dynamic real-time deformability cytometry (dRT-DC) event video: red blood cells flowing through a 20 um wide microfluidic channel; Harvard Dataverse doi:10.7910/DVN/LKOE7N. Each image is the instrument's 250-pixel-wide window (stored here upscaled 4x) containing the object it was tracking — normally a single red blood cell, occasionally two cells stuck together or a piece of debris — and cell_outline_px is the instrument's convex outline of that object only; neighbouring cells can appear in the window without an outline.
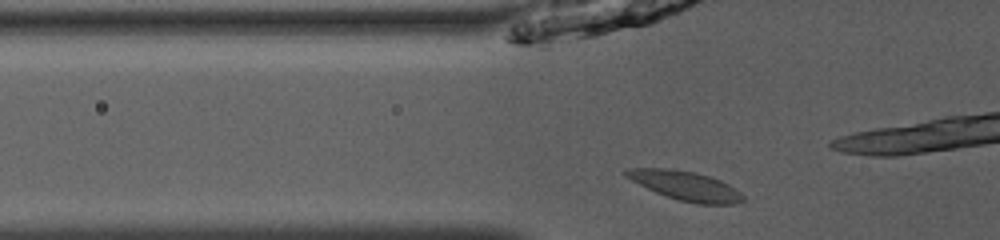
{"species": "common noctule bat (a hibernating species)", "species_latin": "Nyctalus noctula", "temperature_condition": "room temperature", "stored_images_in_passage": 48, "camera_frame_rate_fps": 3000, "um_per_image_px": 0.085, "animal": {"sex": "male", "body_mass_g": 13.0, "forearm_length_mm": 53.1}, "frame": {"image": 1, "passage_image": 14, "time_ms": 4.333, "image_size_px": [1000, 240], "cell_outline_px": [[744, 200], [736, 204], [696, 204], [680, 200], [656, 192], [624, 176], [620, 172], [624, 168], [672, 168], [696, 172], [720, 180], [728, 184], [740, 192], [744, 196]], "centroid_in_image_um": [58.24, 15.77], "position_along_channel_um": 67.6, "area_um2": 19.94}}
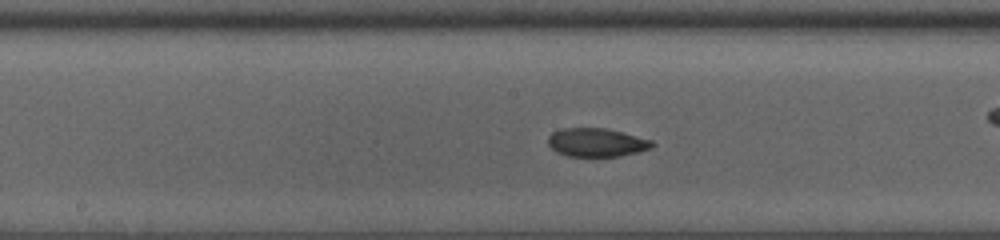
{"frame": {"image": 2, "passage_image": 24, "time_ms": 7.667, "image_size_px": [1000, 240], "cell_outline_px": [[656, 144], [652, 148], [620, 156], [568, 156], [556, 152], [548, 144], [548, 136], [552, 132], [560, 128], [608, 128], [652, 140]], "centroid_in_image_um": [50.71, 12.1], "position_along_channel_um": 197.5, "area_um2": 17.4}}
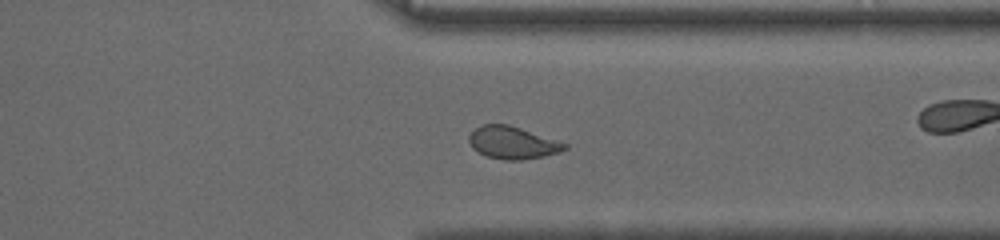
{"frame": {"image": 3, "passage_image": 37, "time_ms": 12.0, "image_size_px": [1000, 240], "cell_outline_px": [[568, 148], [560, 152], [544, 156], [520, 160], [504, 160], [488, 156], [472, 148], [468, 140], [468, 136], [480, 124], [508, 124], [568, 144]], "centroid_in_image_um": [43.56, 12.13], "position_along_channel_um": 367.8, "area_um2": 17.92}, "authors_computed_cell_mechanics": {"area_um2": 18.8139, "velocity_mm_per_s": 3.9419, "shape_relaxation_time_tau1_ms": null, "shape_relaxation_time_tau2_ms": 2.0314, "deformation_change_tau1": null, "deformation_change_tau2": 0.073}}